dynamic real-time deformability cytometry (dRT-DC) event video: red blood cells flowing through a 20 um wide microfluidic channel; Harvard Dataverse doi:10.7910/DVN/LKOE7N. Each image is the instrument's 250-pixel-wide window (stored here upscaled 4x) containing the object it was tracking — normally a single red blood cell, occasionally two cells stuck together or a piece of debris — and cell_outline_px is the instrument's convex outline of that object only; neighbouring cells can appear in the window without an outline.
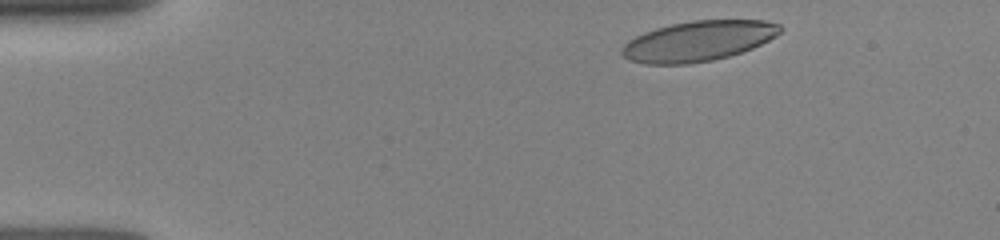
{"species": "human", "species_latin": "Homo sapiens", "temperature_condition": "room temperature", "stored_images_in_passage": 5, "camera_frame_rate_fps": 3000, "um_per_image_px": 0.085, "donor": {"sex": "female"}, "frame": {"image": 1, "passage_image": 1, "time_ms": 0.0, "image_size_px": [1000, 240], "cell_outline_px": [[784, 28], [776, 36], [752, 48], [728, 56], [712, 60], [688, 64], [644, 64], [628, 60], [620, 52], [624, 44], [628, 40], [644, 32], [656, 28], [672, 24], [692, 20], [764, 20], [780, 24]], "centroid_in_image_um": [59.34, 3.48], "position_along_channel_um": 25.7, "area_um2": 37.11}}